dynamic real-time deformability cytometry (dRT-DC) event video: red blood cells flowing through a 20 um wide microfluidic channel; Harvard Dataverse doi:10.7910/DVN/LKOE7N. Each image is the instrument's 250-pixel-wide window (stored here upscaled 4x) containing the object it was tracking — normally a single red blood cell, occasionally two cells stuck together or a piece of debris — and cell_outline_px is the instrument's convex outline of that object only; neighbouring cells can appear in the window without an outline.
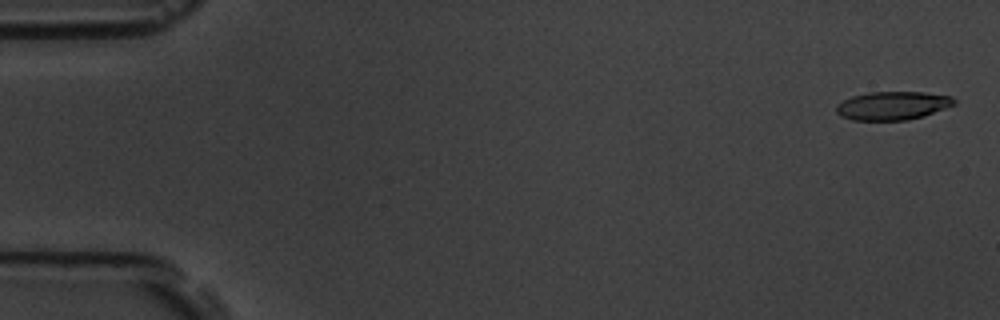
{"species": "common noctule bat (a hibernating species)", "species_latin": "Nyctalus noctula", "temperature_condition": "room temperature", "stored_images_in_passage": 5, "camera_frame_rate_fps": 3000, "um_per_image_px": 0.085, "animal": {"sex": "male", "body_mass_g": 19.5, "forearm_length_mm": 54.6}, "frame": {"image": 1, "passage_image": 1, "time_ms": 0.0, "image_size_px": [1000, 320], "cell_outline_px": [[956, 104], [924, 116], [908, 120], [852, 120], [840, 116], [836, 112], [836, 104], [852, 96], [868, 92], [924, 92], [952, 96], [956, 100]], "centroid_in_image_um": [75.87, 8.98], "position_along_channel_um": 9.1, "area_um2": 19.65}}
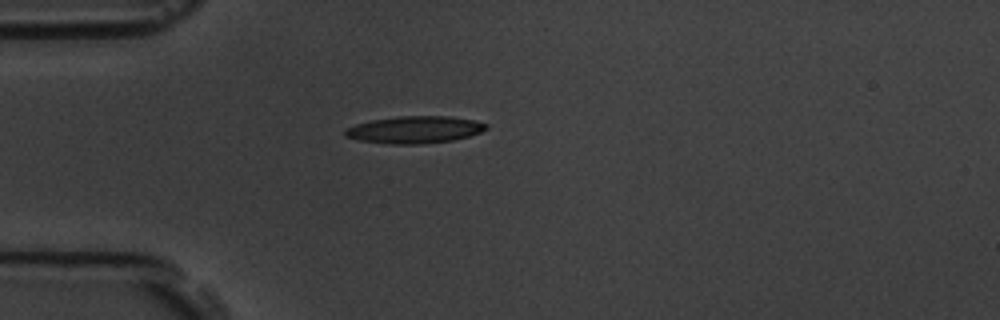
{"frame": {"image": 2, "passage_image": 5, "time_ms": 1.333, "image_size_px": [1000, 320], "cell_outline_px": [[488, 128], [480, 132], [468, 136], [452, 140], [424, 144], [392, 144], [360, 140], [344, 136], [344, 128], [356, 124], [372, 120], [400, 116], [448, 116], [472, 120], [488, 124]], "centroid_in_image_um": [35.23, 11.02], "position_along_channel_um": 49.8, "area_um2": 22.2}}